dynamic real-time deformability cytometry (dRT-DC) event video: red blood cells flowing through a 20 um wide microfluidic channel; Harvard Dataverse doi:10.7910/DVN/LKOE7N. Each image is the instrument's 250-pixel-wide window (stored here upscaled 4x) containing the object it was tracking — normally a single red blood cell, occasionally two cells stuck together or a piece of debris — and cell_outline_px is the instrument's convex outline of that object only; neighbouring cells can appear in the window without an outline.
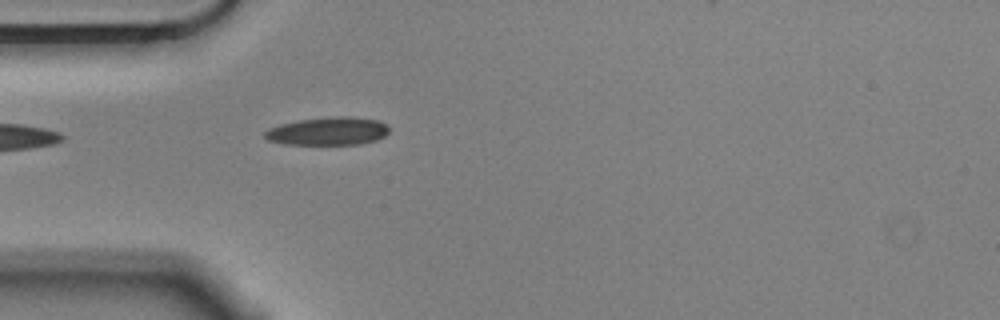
{"species": "Egyptian fruit bat (a non-hibernating species)", "species_latin": "Rousettus aegyptiacus", "temperature_condition": "cold", "stored_images_in_passage": 5, "camera_frame_rate_fps": 3000, "um_per_image_px": 0.085, "animal": {"sex": "male"}, "frame": {"image": 1, "passage_image": 5, "time_ms": 1.333, "image_size_px": [1000, 320], "cell_outline_px": [[388, 132], [384, 136], [376, 140], [360, 144], [284, 144], [268, 140], [264, 136], [264, 132], [268, 128], [280, 124], [300, 120], [336, 116], [348, 116], [380, 120], [388, 128]], "centroid_in_image_um": [27.87, 11.15], "position_along_channel_um": 57.1, "area_um2": 20.23}}